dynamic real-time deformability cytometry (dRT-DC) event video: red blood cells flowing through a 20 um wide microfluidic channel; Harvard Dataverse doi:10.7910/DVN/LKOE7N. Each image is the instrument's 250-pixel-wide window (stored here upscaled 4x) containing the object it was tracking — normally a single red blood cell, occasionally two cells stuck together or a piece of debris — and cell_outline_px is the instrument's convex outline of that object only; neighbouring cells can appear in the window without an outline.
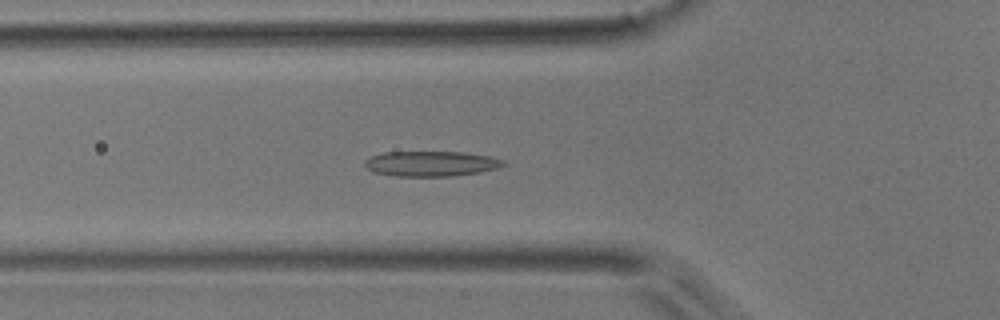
{"species": "common noctule bat (a hibernating species)", "species_latin": "Nyctalus noctula", "temperature_condition": "room temperature", "stored_images_in_passage": 52, "camera_frame_rate_fps": 3000, "um_per_image_px": 0.085, "animal": {"sex": "male", "body_mass_g": 17.9}, "frame": {"image": 1, "passage_image": 18, "time_ms": 5.667, "image_size_px": [1000, 320], "cell_outline_px": [[508, 164], [496, 168], [480, 172], [452, 176], [396, 176], [372, 172], [364, 164], [364, 160], [372, 156], [384, 152], [464, 152], [492, 156], [504, 160]], "centroid_in_image_um": [36.67, 13.91], "position_along_channel_um": 89.1, "area_um2": 20.46}}
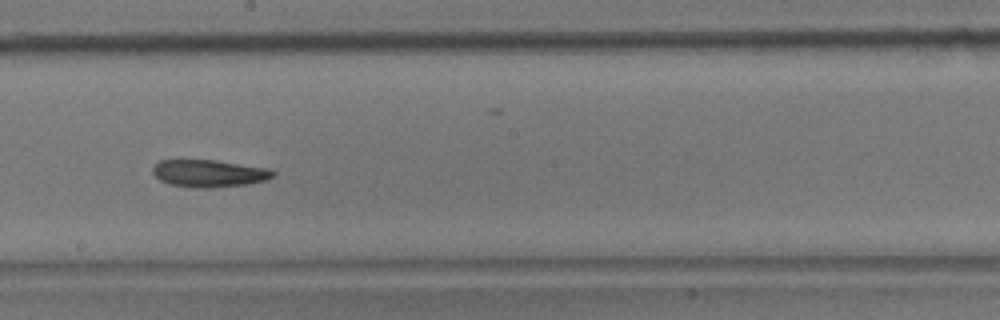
{"frame": {"image": 2, "passage_image": 29, "time_ms": 9.333, "image_size_px": [1000, 320], "cell_outline_px": [[276, 176], [264, 180], [248, 184], [212, 188], [204, 188], [168, 184], [160, 180], [152, 172], [152, 168], [160, 160], [216, 160], [272, 168], [276, 172]], "centroid_in_image_um": [17.83, 14.73], "position_along_channel_um": 230.4, "area_um2": 19.31}}
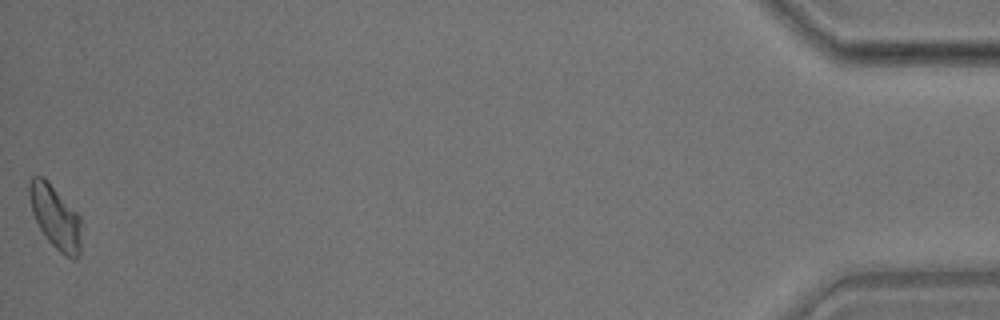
{"frame": {"image": 3, "passage_image": 52, "time_ms": 17.0, "image_size_px": [1000, 320], "cell_outline_px": [[80, 252], [76, 260], [72, 260], [64, 256], [48, 240], [40, 228], [32, 212], [28, 196], [28, 188], [32, 176], [44, 176], [48, 180], [80, 216]], "centroid_in_image_um": [4.7, 18.44], "position_along_channel_um": 430.5, "area_um2": 19.19}, "authors_computed_cell_mechanics": {"area_um2": 19.363, "velocity_mm_per_s": 3.8498, "shape_relaxation_time_tau1_ms": 7.4821, "shape_relaxation_time_tau2_ms": 9.039, "deformation_change_tau1": 0.1491, "deformation_change_tau2": 0.1653}}